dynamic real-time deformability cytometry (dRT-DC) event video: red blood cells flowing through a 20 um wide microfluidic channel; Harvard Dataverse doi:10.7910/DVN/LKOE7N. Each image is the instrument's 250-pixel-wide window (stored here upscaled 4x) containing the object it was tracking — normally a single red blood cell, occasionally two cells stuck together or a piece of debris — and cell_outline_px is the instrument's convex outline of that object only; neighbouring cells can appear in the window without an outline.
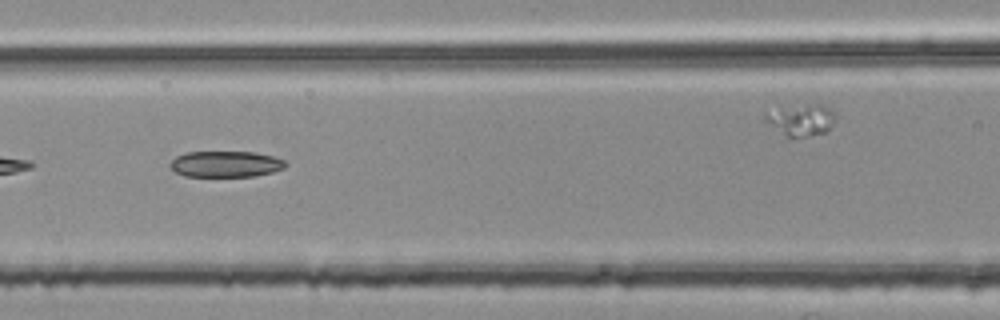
{"species": "common noctule bat (a hibernating species)", "species_latin": "Nyctalus noctula", "temperature_condition": "room temperature", "stored_images_in_passage": 6, "segment_of_instrument_passage": [2, 2], "camera_frame_rate_fps": 3000, "um_per_image_px": 0.085, "animal": {"sex": "female", "body_mass_g": 25.1}, "frame": {"image": 1, "passage_image": 5, "time_ms": 1.333, "image_size_px": [1000, 320], "cell_outline_px": [[288, 164], [284, 168], [272, 172], [252, 176], [184, 176], [176, 172], [168, 164], [176, 156], [184, 152], [256, 152], [272, 156], [284, 160]], "centroid_in_image_um": [19.18, 13.94], "position_along_channel_um": 147.4, "area_um2": 17.51}}